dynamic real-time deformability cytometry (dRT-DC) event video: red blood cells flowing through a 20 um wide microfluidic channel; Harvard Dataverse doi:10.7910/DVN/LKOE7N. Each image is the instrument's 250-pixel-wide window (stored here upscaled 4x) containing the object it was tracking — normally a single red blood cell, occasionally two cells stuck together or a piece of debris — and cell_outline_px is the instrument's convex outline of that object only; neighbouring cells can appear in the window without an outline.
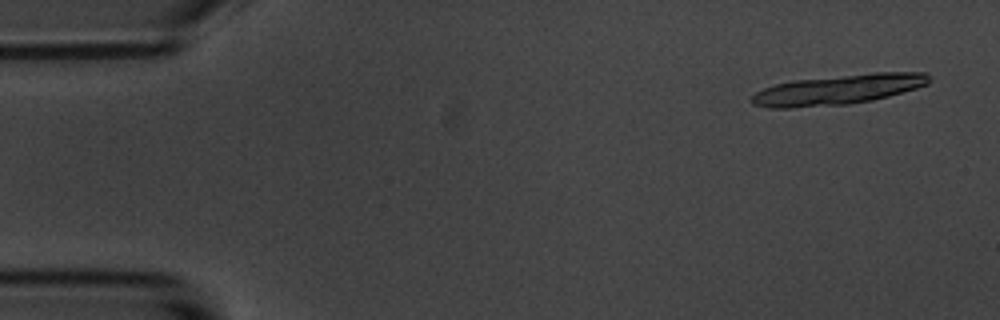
{"species": "common noctule bat (a hibernating species)", "species_latin": "Nyctalus noctula", "temperature_condition": "room temperature", "stored_images_in_passage": 4, "camera_frame_rate_fps": 3000, "um_per_image_px": 0.085, "animal": {"sex": "male", "body_mass_g": 20.1, "forearm_length_mm": 53.5}, "frame": {"image": 1, "passage_image": 1, "time_ms": 0.0, "image_size_px": [1000, 320], "cell_outline_px": [[932, 80], [928, 84], [916, 88], [888, 96], [872, 100], [848, 104], [792, 108], [768, 108], [752, 104], [748, 100], [756, 92], [764, 88], [776, 84], [792, 80], [872, 72], [928, 72]], "centroid_in_image_um": [71.24, 7.61], "position_along_channel_um": 13.8, "area_um2": 31.33}}